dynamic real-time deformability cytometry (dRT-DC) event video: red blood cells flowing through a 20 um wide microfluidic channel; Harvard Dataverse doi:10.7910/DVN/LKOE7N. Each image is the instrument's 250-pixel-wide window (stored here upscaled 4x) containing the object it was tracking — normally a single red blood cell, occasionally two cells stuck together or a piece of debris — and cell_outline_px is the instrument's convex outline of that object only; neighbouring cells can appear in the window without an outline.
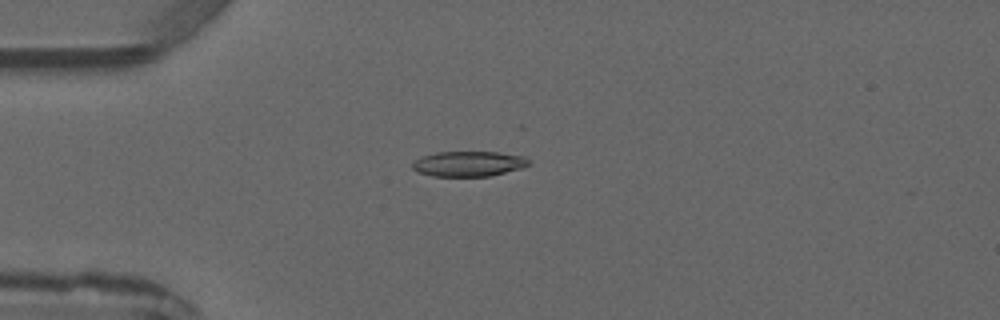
{"species": "common noctule bat (a hibernating species)", "species_latin": "Nyctalus noctula", "temperature_condition": "warm", "stored_images_in_passage": 4, "camera_frame_rate_fps": 3000, "um_per_image_px": 0.085, "animal": {"sex": "male", "forearm_length_mm": 52.5}, "frame": {"image": 1, "passage_image": 3, "time_ms": 3.333, "image_size_px": [1000, 320], "cell_outline_px": [[528, 164], [520, 168], [492, 176], [432, 176], [416, 172], [412, 168], [412, 164], [420, 156], [436, 152], [496, 152], [524, 156], [528, 160]], "centroid_in_image_um": [39.77, 13.92], "position_along_channel_um": 45.2, "area_um2": 17.05}}